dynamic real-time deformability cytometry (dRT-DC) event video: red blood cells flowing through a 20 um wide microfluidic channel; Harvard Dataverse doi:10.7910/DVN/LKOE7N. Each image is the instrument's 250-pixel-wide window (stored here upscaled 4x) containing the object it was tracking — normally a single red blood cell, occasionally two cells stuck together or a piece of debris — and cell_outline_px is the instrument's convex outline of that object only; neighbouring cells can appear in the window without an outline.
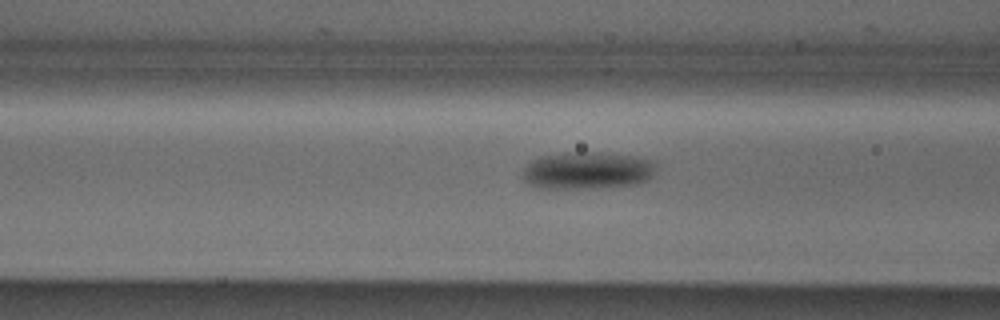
{"species": "Egyptian fruit bat (a non-hibernating species)", "species_latin": "Rousettus aegyptiacus", "temperature_condition": "cold", "stored_images_in_passage": 9, "camera_frame_rate_fps": 3000, "um_per_image_px": 0.085, "animal": {"sex": "male"}, "frame": {"image": 1, "passage_image": 7, "time_ms": 2.0, "image_size_px": [1000, 320], "cell_outline_px": [[656, 168], [652, 176], [648, 180], [640, 184], [596, 188], [540, 188], [528, 184], [520, 176], [520, 172], [532, 160], [540, 156], [564, 152], [600, 152], [632, 156], [652, 160], [656, 164]], "centroid_in_image_um": [49.9, 14.49], "position_along_channel_um": 116.7, "area_um2": 29.48}}